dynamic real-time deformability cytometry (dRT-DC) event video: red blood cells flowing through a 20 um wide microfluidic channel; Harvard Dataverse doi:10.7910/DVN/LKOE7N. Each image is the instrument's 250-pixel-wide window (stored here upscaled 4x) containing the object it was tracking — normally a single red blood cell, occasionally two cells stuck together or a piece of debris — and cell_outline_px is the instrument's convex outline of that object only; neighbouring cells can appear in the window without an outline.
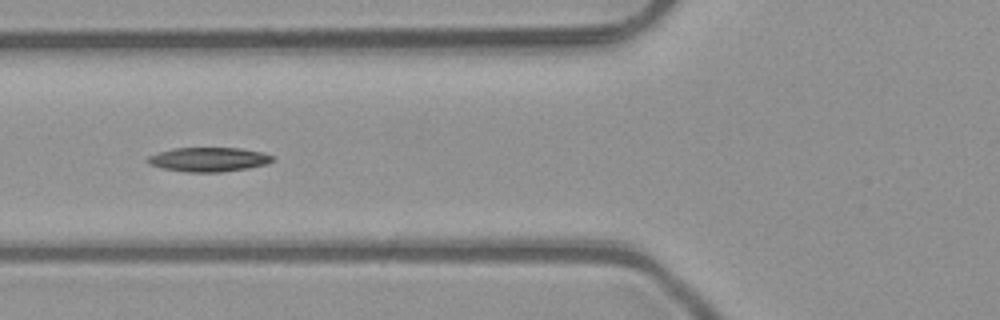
{"species": "common noctule bat (a hibernating species)", "species_latin": "Nyctalus noctula", "temperature_condition": "room temperature", "stored_images_in_passage": 6, "camera_frame_rate_fps": 3000, "um_per_image_px": 0.085, "animal": {"sex": "male", "body_mass_g": 23.1, "forearm_length_mm": 52.7}, "frame": {"image": 1, "passage_image": 6, "time_ms": 1.667, "image_size_px": [1000, 320], "cell_outline_px": [[272, 160], [264, 164], [248, 168], [220, 172], [188, 172], [164, 168], [148, 164], [144, 160], [148, 156], [172, 148], [240, 148], [264, 152], [272, 156]], "centroid_in_image_um": [17.69, 13.55], "position_along_channel_um": 108.1, "area_um2": 17.51}}